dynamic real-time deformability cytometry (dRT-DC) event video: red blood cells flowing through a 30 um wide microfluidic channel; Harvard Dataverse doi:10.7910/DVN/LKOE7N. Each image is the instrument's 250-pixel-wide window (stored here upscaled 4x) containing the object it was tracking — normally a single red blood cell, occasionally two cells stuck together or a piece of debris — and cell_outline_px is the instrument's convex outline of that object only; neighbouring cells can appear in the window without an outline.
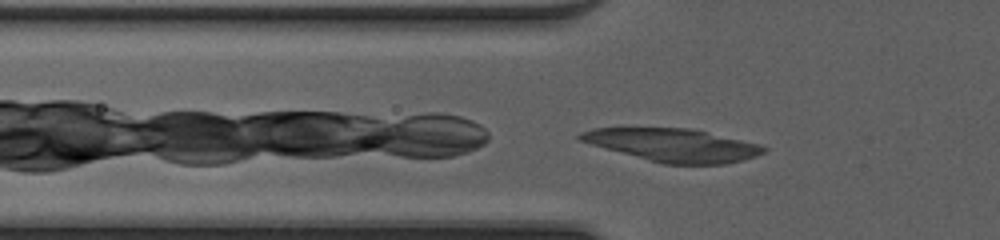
{"species": "common noctule bat (a hibernating species)", "species_latin": "Nyctalus noctula", "temperature_condition": "cold", "stored_images_in_passage": 11, "camera_frame_rate_fps": 3000, "um_per_image_px": 0.085, "animal": {"sex": "female", "body_mass_g": 20.0, "forearm_length_mm": 54.0}, "frame": {"image": 1, "passage_image": 2, "time_ms": 0.333, "image_size_px": [1000, 240], "cell_outline_px": [[768, 148], [764, 152], [756, 156], [724, 164], [660, 164], [592, 144], [580, 140], [576, 136], [580, 132], [592, 128], [692, 128], [760, 144]], "centroid_in_image_um": [57.21, 12.33], "position_along_channel_um": 68.6, "area_um2": 35.14}}
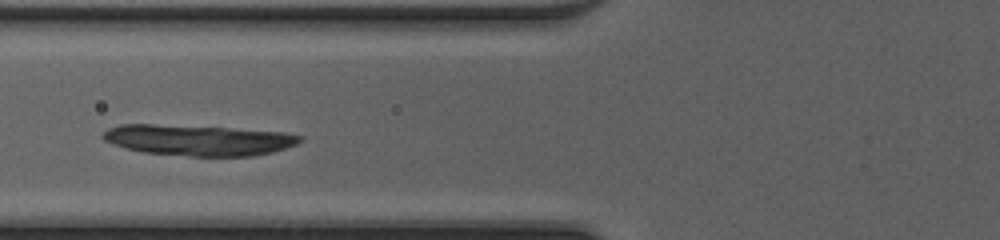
{"frame": {"image": 2, "passage_image": 5, "time_ms": 1.333, "image_size_px": [1000, 240], "cell_outline_px": [[304, 140], [296, 144], [272, 152], [252, 156], [192, 156], [144, 152], [128, 148], [104, 140], [100, 136], [108, 128], [120, 124], [152, 124], [224, 128], [284, 132], [304, 136]], "centroid_in_image_um": [16.88, 11.9], "position_along_channel_um": 108.9, "area_um2": 34.97}}